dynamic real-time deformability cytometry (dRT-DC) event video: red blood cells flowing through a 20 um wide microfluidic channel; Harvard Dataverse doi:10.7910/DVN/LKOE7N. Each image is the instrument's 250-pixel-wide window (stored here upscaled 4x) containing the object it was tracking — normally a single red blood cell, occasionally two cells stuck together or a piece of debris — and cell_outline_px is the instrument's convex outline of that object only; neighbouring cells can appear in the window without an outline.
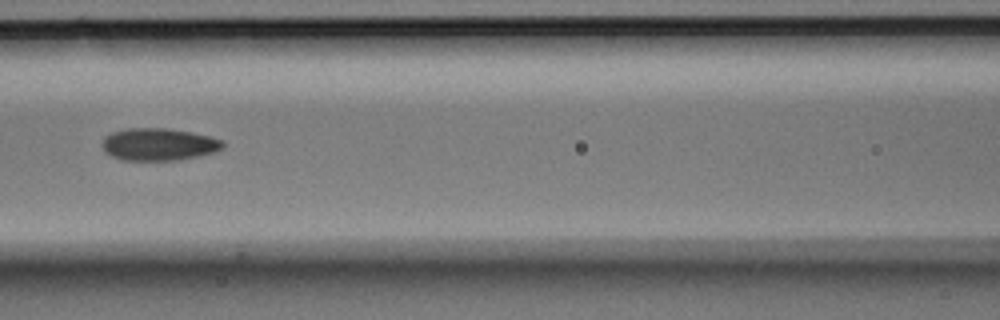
{"species": "Egyptian fruit bat (a non-hibernating species)", "species_latin": "Rousettus aegyptiacus", "temperature_condition": "room temperature", "stored_images_in_passage": 13, "camera_frame_rate_fps": 3000, "um_per_image_px": 0.085, "animal": {"sex": "male"}, "frame": {"image": 1, "passage_image": 6, "time_ms": 1.667, "image_size_px": [1000, 320], "cell_outline_px": [[224, 148], [212, 152], [180, 160], [120, 160], [104, 152], [104, 136], [112, 132], [128, 128], [164, 128], [192, 132], [224, 140]], "centroid_in_image_um": [13.49, 12.27], "position_along_channel_um": 153.1, "area_um2": 22.66}}
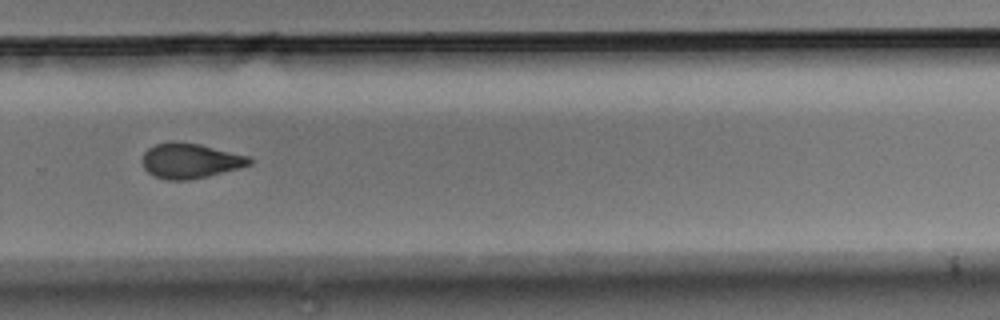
{"frame": {"image": 2, "passage_image": 10, "time_ms": 3.0, "image_size_px": [1000, 320], "cell_outline_px": [[252, 164], [208, 176], [188, 180], [168, 180], [156, 176], [148, 172], [144, 168], [140, 160], [144, 152], [148, 148], [156, 144], [172, 140], [200, 144], [248, 156], [252, 160]], "centroid_in_image_um": [16.12, 13.65], "position_along_channel_um": 313.7, "area_um2": 21.91}}
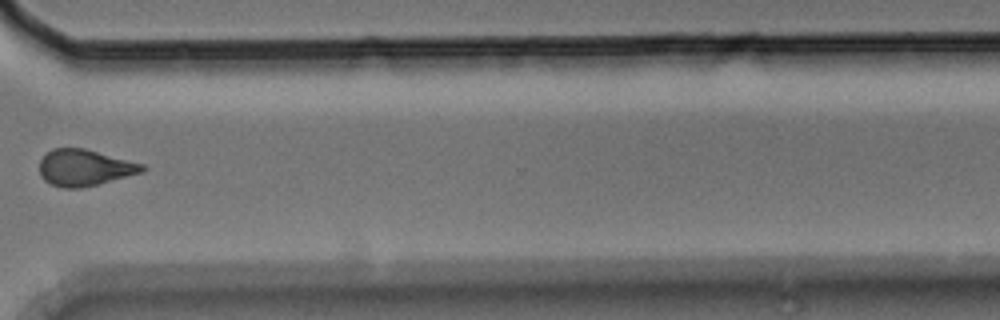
{"frame": {"image": 3, "passage_image": 11, "time_ms": 3.333, "image_size_px": [1000, 320], "cell_outline_px": [[148, 168], [144, 172], [80, 188], [60, 188], [44, 180], [40, 176], [40, 160], [52, 148], [84, 148], [144, 164]], "centroid_in_image_um": [7.2, 14.25], "position_along_channel_um": 363.4, "area_um2": 21.73}}